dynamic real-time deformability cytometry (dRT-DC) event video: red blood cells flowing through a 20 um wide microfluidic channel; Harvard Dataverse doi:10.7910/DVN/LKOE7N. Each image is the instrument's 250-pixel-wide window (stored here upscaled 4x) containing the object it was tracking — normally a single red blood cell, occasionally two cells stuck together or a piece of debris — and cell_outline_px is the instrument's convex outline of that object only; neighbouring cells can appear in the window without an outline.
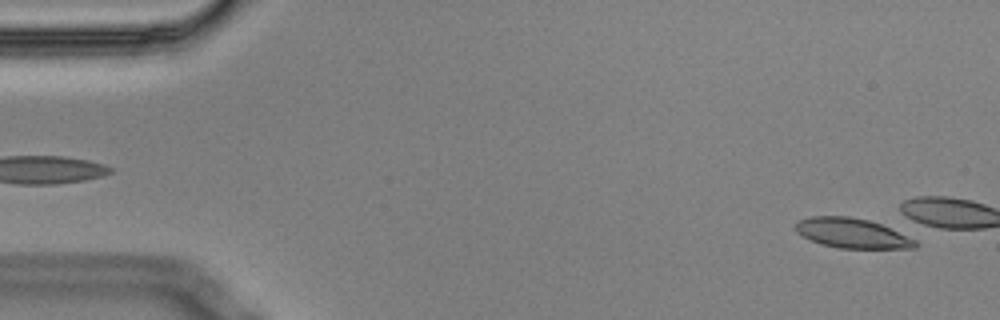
{"species": "Egyptian fruit bat (a non-hibernating species)", "species_latin": "Rousettus aegyptiacus", "temperature_condition": "cold", "stored_images_in_passage": 5, "segment_of_instrument_passage": [2, 2], "camera_frame_rate_fps": 3000, "um_per_image_px": 0.085, "animal": {"sex": "male"}, "frame": {"image": 1, "passage_image": 5, "time_ms": 1.333, "image_size_px": [1000, 320], "cell_outline_px": [[916, 248], [836, 248], [820, 244], [796, 232], [796, 224], [800, 220], [812, 216], [848, 216], [868, 220], [880, 224], [916, 240]], "centroid_in_image_um": [72.41, 19.82], "position_along_channel_um": 12.6, "area_um2": 20.46}}